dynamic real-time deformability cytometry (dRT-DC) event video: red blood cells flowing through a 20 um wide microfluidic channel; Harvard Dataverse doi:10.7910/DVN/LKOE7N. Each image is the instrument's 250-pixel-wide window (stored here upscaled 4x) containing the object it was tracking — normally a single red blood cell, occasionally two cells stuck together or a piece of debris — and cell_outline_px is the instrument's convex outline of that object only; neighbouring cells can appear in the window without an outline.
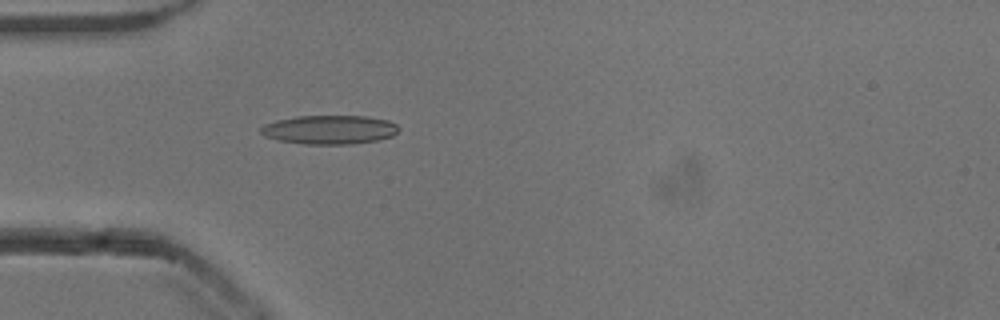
{"species": "common noctule bat (a hibernating species)", "species_latin": "Nyctalus noctula", "temperature_condition": "cold", "stored_images_in_passage": 53, "camera_frame_rate_fps": 3000, "um_per_image_px": 0.085, "animal": {"sex": "male", "body_mass_g": 13.3}, "frame": {"image": 1, "passage_image": 16, "time_ms": 5.0, "image_size_px": [1000, 320], "cell_outline_px": [[400, 128], [392, 136], [380, 140], [352, 144], [304, 144], [280, 140], [264, 136], [260, 132], [260, 128], [264, 124], [276, 120], [296, 116], [368, 116], [388, 120], [396, 124]], "centroid_in_image_um": [28.02, 11.02], "position_along_channel_um": 57.0, "area_um2": 23.35}}
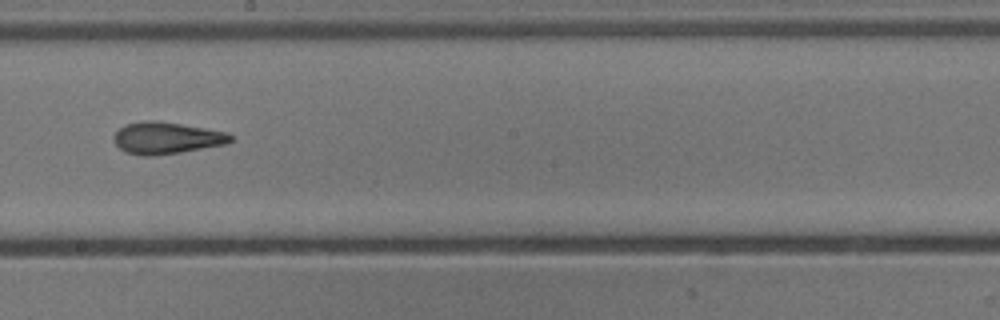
{"frame": {"image": 2, "passage_image": 30, "time_ms": 9.667, "image_size_px": [1000, 320], "cell_outline_px": [[232, 140], [228, 144], [180, 152], [148, 156], [144, 156], [124, 152], [112, 140], [112, 136], [124, 124], [144, 120], [156, 120], [228, 132], [232, 136]], "centroid_in_image_um": [14.13, 11.72], "position_along_channel_um": 234.1, "area_um2": 21.73}}
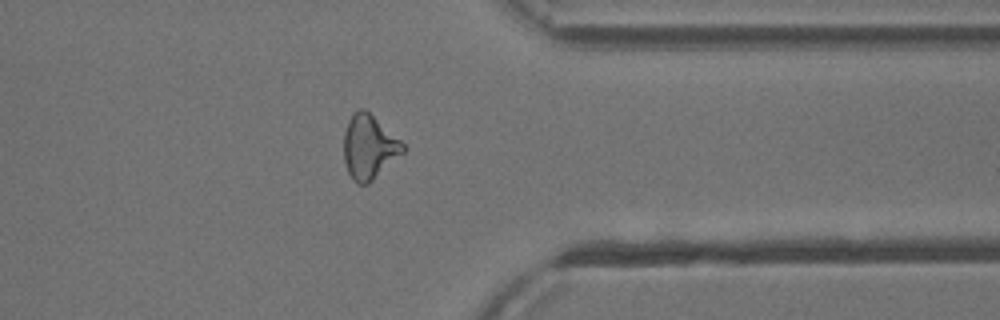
{"frame": {"image": 3, "passage_image": 42, "time_ms": 13.667, "image_size_px": [1000, 320], "cell_outline_px": [[404, 152], [368, 184], [356, 184], [352, 180], [348, 172], [344, 160], [344, 132], [348, 120], [352, 112], [360, 108], [364, 108], [400, 140], [404, 144]], "centroid_in_image_um": [31.34, 12.5], "position_along_channel_um": 380.1, "area_um2": 21.96}, "authors_computed_cell_mechanics": {"area_um2": 21.9062, "velocity_mm_per_s": 3.8735, "shape_relaxation_time_tau1_ms": null, "shape_relaxation_time_tau2_ms": 2.7079, "deformation_change_tau1": null, "deformation_change_tau2": 0.1134}}